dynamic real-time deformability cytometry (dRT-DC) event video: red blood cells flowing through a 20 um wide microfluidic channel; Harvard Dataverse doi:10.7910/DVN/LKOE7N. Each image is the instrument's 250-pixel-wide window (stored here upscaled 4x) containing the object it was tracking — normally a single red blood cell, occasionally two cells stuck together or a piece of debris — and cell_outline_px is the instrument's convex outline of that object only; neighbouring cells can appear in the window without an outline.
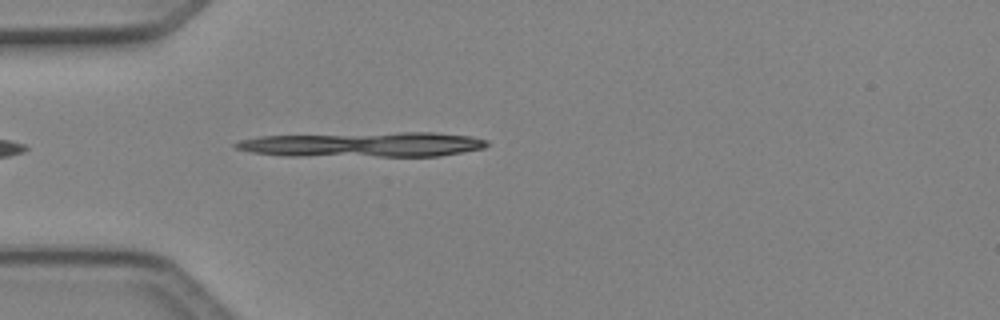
{"species": "Egyptian fruit bat (a non-hibernating species)", "species_latin": "Rousettus aegyptiacus", "temperature_condition": "cold", "stored_images_in_passage": 1, "camera_frame_rate_fps": 3000, "um_per_image_px": 0.085, "animal": {"sex": "female"}, "frame": {"image": 1, "passage_image": 1, "time_ms": 0.0, "image_size_px": [1000, 320], "cell_outline_px": [[488, 144], [484, 148], [440, 156], [280, 156], [252, 152], [236, 148], [232, 144], [240, 140], [260, 136], [400, 132], [436, 132], [472, 136], [488, 140]], "centroid_in_image_um": [30.88, 12.28], "position_along_channel_um": 54.1, "area_um2": 36.76}}